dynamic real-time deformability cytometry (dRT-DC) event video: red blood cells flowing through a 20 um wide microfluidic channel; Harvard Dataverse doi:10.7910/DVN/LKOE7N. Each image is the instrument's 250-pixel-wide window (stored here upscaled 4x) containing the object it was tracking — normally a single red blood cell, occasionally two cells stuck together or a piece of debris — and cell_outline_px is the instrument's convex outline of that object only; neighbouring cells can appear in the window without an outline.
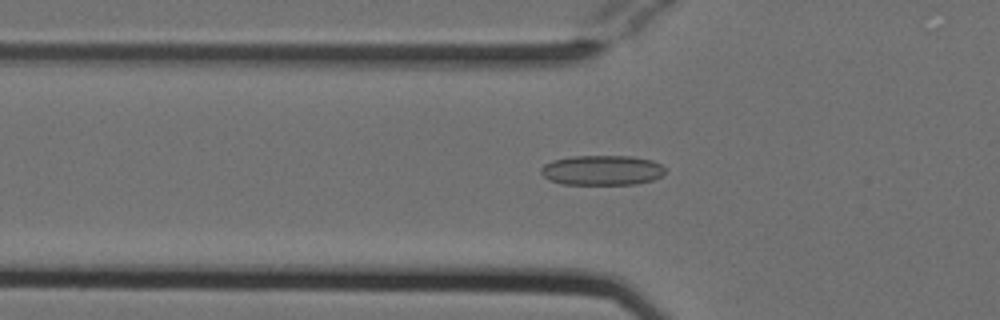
{"species": "Egyptian fruit bat (a non-hibernating species)", "species_latin": "Rousettus aegyptiacus", "temperature_condition": "cold", "stored_images_in_passage": 48, "camera_frame_rate_fps": 3000, "um_per_image_px": 0.085, "animal": {"sex": "female"}, "frame": {"image": 1, "passage_image": 18, "time_ms": 5.667, "image_size_px": [1000, 320], "cell_outline_px": [[664, 172], [660, 176], [652, 180], [636, 184], [564, 184], [548, 180], [540, 172], [540, 168], [544, 164], [552, 160], [572, 156], [632, 156], [652, 160], [660, 164], [664, 168]], "centroid_in_image_um": [51.14, 14.46], "position_along_channel_um": 74.7, "area_um2": 21.68}}
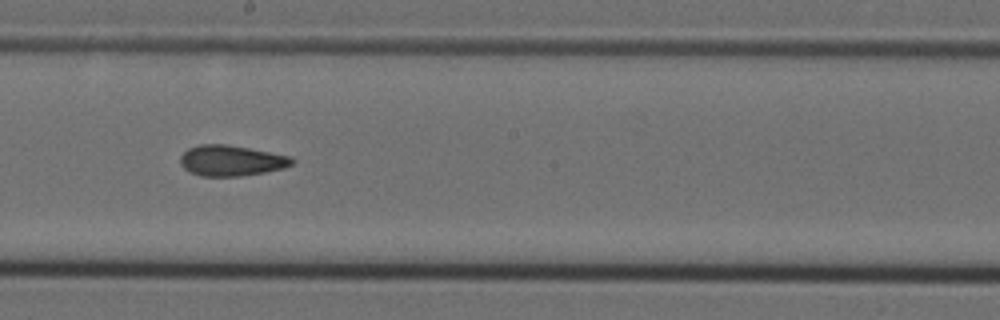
{"frame": {"image": 2, "passage_image": 30, "time_ms": 9.667, "image_size_px": [1000, 320], "cell_outline_px": [[296, 160], [292, 164], [284, 168], [264, 172], [240, 176], [200, 176], [184, 168], [180, 164], [180, 156], [188, 148], [200, 144], [228, 144], [292, 156]], "centroid_in_image_um": [19.67, 13.64], "position_along_channel_um": 228.5, "area_um2": 20.06}}
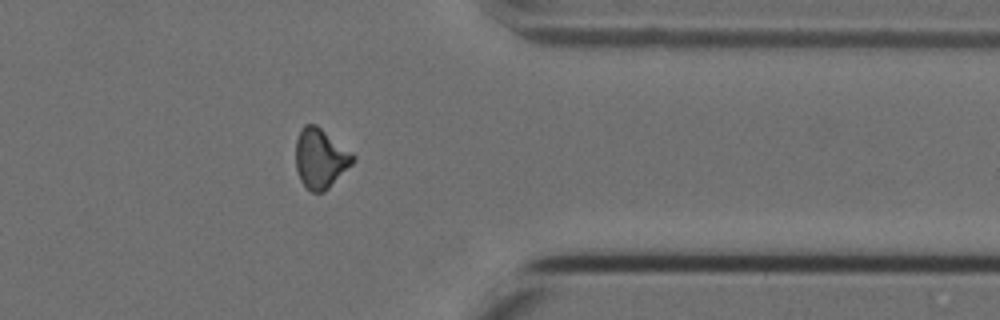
{"frame": {"image": 3, "passage_image": 43, "time_ms": 14.0, "image_size_px": [1000, 320], "cell_outline_px": [[356, 160], [324, 192], [312, 192], [300, 180], [296, 168], [296, 140], [300, 128], [304, 124], [316, 124], [352, 152], [356, 156]], "centroid_in_image_um": [27.24, 13.44], "position_along_channel_um": 384.2, "area_um2": 19.88}}